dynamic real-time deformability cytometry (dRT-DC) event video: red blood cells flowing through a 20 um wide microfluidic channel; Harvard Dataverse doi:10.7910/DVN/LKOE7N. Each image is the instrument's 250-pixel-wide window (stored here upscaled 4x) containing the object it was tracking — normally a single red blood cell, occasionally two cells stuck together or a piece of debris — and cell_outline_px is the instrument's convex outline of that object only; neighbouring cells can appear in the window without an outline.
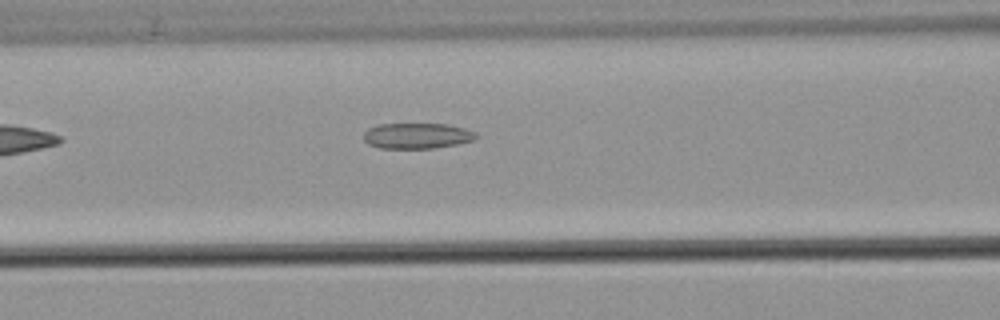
{"species": "common noctule bat (a hibernating species)", "species_latin": "Nyctalus noctula", "temperature_condition": "warm", "stored_images_in_passage": 9, "camera_frame_rate_fps": 3000, "um_per_image_px": 0.085, "animal": {"sex": "male", "body_mass_g": 21.5, "forearm_length_mm": 52.0}, "frame": {"image": 1, "passage_image": 9, "time_ms": 10.333, "image_size_px": [1000, 320], "cell_outline_px": [[480, 136], [472, 140], [456, 144], [432, 148], [380, 148], [368, 144], [364, 140], [364, 132], [368, 128], [380, 124], [448, 124], [464, 128], [476, 132]], "centroid_in_image_um": [35.45, 11.54], "position_along_channel_um": 131.2, "area_um2": 16.76}}